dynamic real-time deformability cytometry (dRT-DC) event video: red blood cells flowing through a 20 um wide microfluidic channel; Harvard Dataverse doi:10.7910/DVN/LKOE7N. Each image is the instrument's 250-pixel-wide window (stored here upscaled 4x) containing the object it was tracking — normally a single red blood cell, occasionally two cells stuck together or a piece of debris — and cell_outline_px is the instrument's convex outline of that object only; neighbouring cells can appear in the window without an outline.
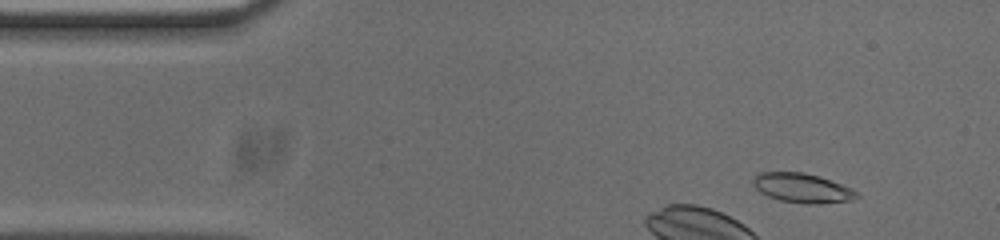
{"species": "common noctule bat (a hibernating species)", "species_latin": "Nyctalus noctula", "temperature_condition": "cold", "stored_images_in_passage": 11, "camera_frame_rate_fps": 3000, "um_per_image_px": 0.085, "animal": {"sex": "male", "body_mass_g": 20.0, "forearm_length_mm": 53.3}, "frame": {"image": 1, "passage_image": 5, "time_ms": 1.333, "image_size_px": [1000, 240], "cell_outline_px": [[860, 196], [852, 200], [820, 204], [808, 204], [780, 200], [768, 196], [760, 192], [752, 184], [752, 180], [760, 172], [804, 172], [820, 176], [852, 188], [860, 192]], "centroid_in_image_um": [68.23, 15.98], "position_along_channel_um": 16.8, "area_um2": 17.92}}